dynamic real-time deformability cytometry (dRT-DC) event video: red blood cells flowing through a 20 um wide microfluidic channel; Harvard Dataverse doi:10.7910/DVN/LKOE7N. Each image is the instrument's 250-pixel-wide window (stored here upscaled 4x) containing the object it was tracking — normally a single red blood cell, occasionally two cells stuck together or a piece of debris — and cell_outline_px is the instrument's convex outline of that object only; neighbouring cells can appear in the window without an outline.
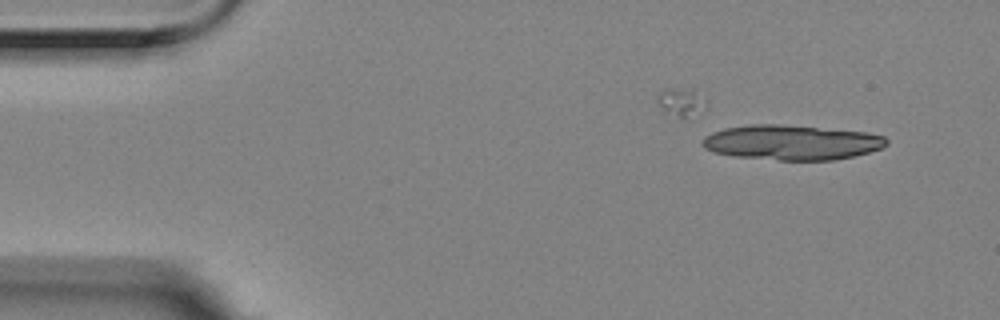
{"species": "Egyptian fruit bat (a non-hibernating species)", "species_latin": "Rousettus aegyptiacus", "temperature_condition": "room temperature", "stored_images_in_passage": 3, "camera_frame_rate_fps": 3000, "um_per_image_px": 0.085, "animal": {"sex": "female"}, "frame": {"image": 1, "passage_image": 1, "time_ms": 0.0, "image_size_px": [1000, 320], "cell_outline_px": [[888, 144], [884, 148], [852, 156], [832, 160], [780, 160], [732, 156], [712, 152], [704, 148], [700, 144], [704, 136], [712, 132], [724, 128], [748, 124], [780, 124], [868, 132], [884, 136], [888, 140]], "centroid_in_image_um": [67.26, 12.1], "position_along_channel_um": 17.7, "area_um2": 37.8}}